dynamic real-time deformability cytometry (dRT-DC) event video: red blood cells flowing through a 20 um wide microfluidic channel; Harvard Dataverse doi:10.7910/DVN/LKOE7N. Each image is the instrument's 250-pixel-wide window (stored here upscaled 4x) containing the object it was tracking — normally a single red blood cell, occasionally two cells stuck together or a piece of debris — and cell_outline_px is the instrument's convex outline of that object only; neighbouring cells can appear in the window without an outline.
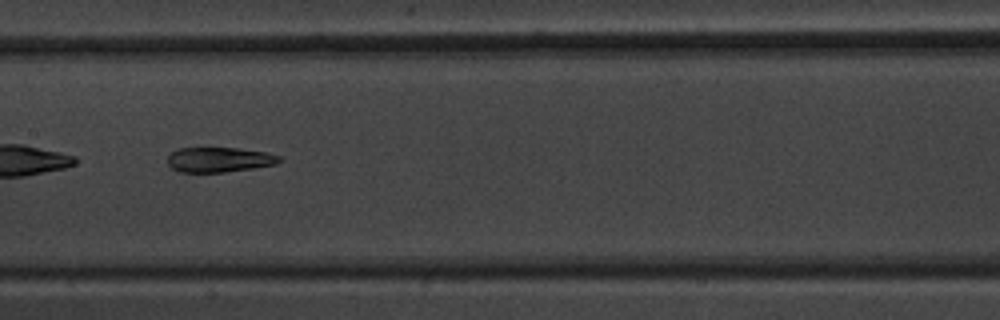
{"species": "common noctule bat (a hibernating species)", "species_latin": "Nyctalus noctula", "temperature_condition": "warm", "stored_images_in_passage": 37, "camera_frame_rate_fps": 3000, "um_per_image_px": 0.085, "animal": {"sex": "male", "body_mass_g": 20.1, "forearm_length_mm": 53.5}, "frame": {"image": 1, "passage_image": 13, "time_ms": 4.0, "image_size_px": [1000, 320], "cell_outline_px": [[284, 160], [276, 164], [252, 168], [224, 172], [180, 172], [172, 168], [168, 164], [168, 156], [172, 152], [180, 148], [236, 148], [264, 152], [280, 156]], "centroid_in_image_um": [18.64, 13.57], "position_along_channel_um": 188.8, "area_um2": 16.13}}
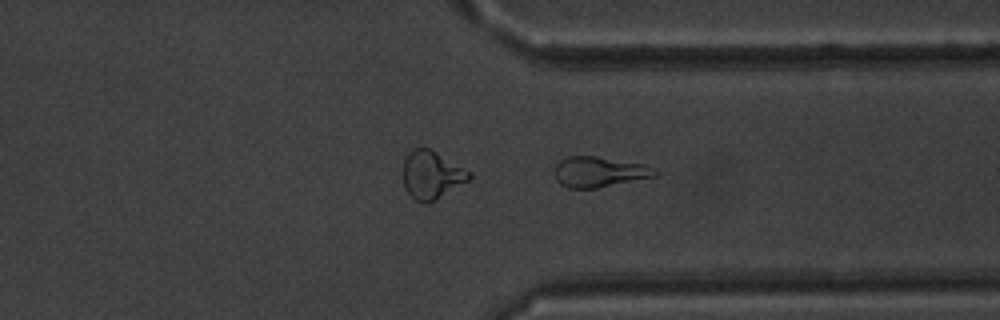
{"frame": {"image": 2, "passage_image": 26, "time_ms": 8.333, "image_size_px": [1000, 320], "cell_outline_px": [[660, 172], [656, 176], [596, 188], [568, 188], [560, 184], [556, 180], [556, 164], [560, 160], [568, 156], [596, 156], [644, 164], [656, 168]], "centroid_in_image_um": [50.96, 14.6], "position_along_channel_um": 360.4, "area_um2": 17.8}}
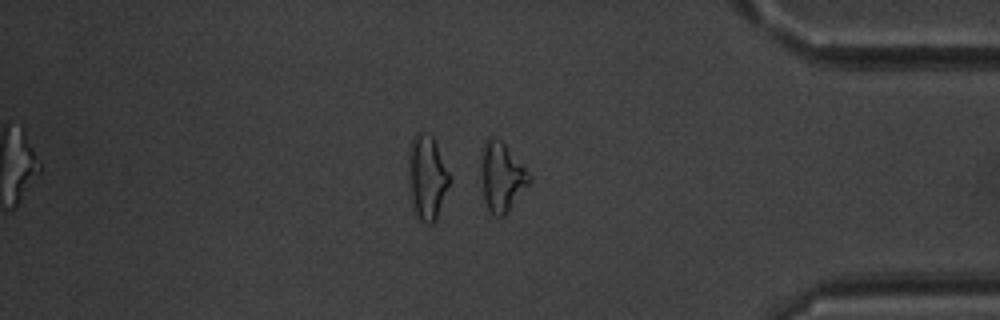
{"frame": {"image": 3, "passage_image": 30, "time_ms": 9.667, "image_size_px": [1000, 320], "cell_outline_px": [[532, 180], [508, 212], [504, 216], [496, 216], [488, 208], [484, 200], [480, 168], [484, 140], [492, 136], [496, 136], [504, 144], [532, 176]], "centroid_in_image_um": [42.64, 15.03], "position_along_channel_um": 392.6, "area_um2": 19.31}, "authors_computed_cell_mechanics": {"area_um2": 17.629, "velocity_mm_per_s": 3.9756, "shape_relaxation_time_tau1_ms": 8.7853, "shape_relaxation_time_tau2_ms": 4.6177, "deformation_change_tau1": 0.2341, "deformation_change_tau2": 0.129}}